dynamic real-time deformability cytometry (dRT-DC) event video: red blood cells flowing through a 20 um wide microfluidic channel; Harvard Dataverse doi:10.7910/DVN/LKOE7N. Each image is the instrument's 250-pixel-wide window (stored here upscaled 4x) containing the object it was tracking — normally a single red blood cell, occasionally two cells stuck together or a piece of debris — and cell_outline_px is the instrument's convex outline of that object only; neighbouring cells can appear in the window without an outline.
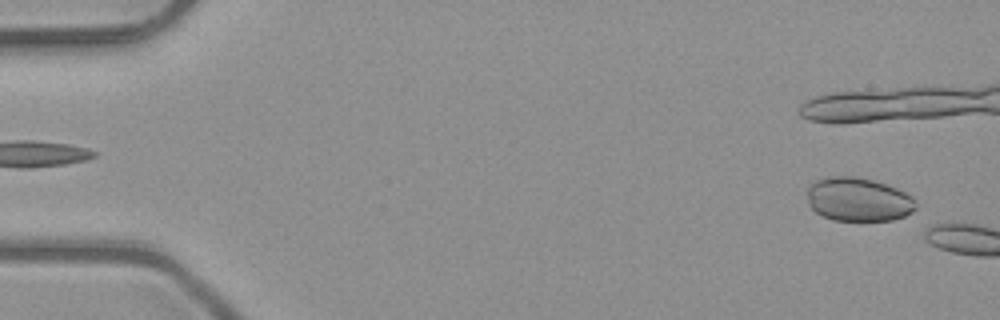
{"species": "common noctule bat (a hibernating species)", "species_latin": "Nyctalus noctula", "temperature_condition": "room temperature", "stored_images_in_passage": 4, "camera_frame_rate_fps": 3000, "um_per_image_px": 0.085, "animal": {"sex": "male", "body_mass_g": 23.1, "forearm_length_mm": 52.7}, "frame": {"image": 1, "passage_image": 4, "time_ms": 1.0, "image_size_px": [1000, 320], "cell_outline_px": [[916, 208], [912, 212], [904, 216], [892, 220], [832, 220], [816, 212], [808, 204], [808, 184], [816, 180], [828, 176], [856, 176], [872, 180], [896, 188], [912, 196], [916, 200]], "centroid_in_image_um": [72.95, 16.94], "position_along_channel_um": 12.1, "area_um2": 27.74}}